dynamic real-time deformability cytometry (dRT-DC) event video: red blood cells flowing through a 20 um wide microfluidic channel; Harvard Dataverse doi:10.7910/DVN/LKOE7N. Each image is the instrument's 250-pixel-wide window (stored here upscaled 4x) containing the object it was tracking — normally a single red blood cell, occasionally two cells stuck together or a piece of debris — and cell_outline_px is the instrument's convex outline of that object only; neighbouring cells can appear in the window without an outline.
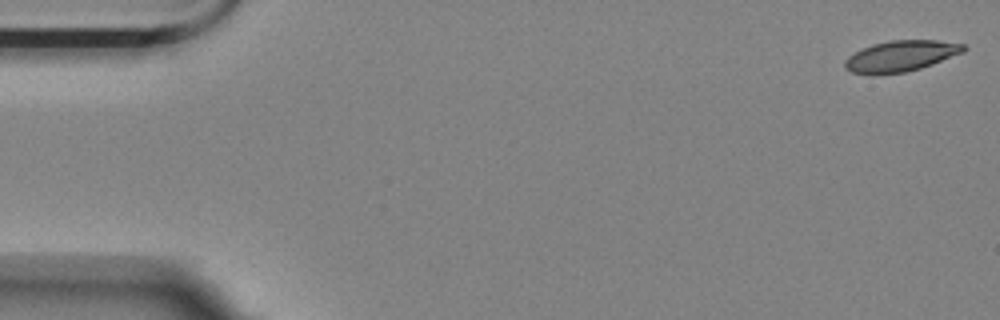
{"species": "Egyptian fruit bat (a non-hibernating species)", "species_latin": "Rousettus aegyptiacus", "temperature_condition": "room temperature", "stored_images_in_passage": 3, "camera_frame_rate_fps": 3000, "um_per_image_px": 0.085, "animal": {"sex": "female"}, "frame": {"image": 1, "passage_image": 1, "time_ms": 0.0, "image_size_px": [1000, 320], "cell_outline_px": [[968, 48], [964, 52], [932, 64], [920, 68], [904, 72], [852, 72], [844, 68], [844, 60], [848, 56], [872, 44], [888, 40], [936, 40], [964, 44]], "centroid_in_image_um": [76.62, 4.72], "position_along_channel_um": 8.4, "area_um2": 20.87}}